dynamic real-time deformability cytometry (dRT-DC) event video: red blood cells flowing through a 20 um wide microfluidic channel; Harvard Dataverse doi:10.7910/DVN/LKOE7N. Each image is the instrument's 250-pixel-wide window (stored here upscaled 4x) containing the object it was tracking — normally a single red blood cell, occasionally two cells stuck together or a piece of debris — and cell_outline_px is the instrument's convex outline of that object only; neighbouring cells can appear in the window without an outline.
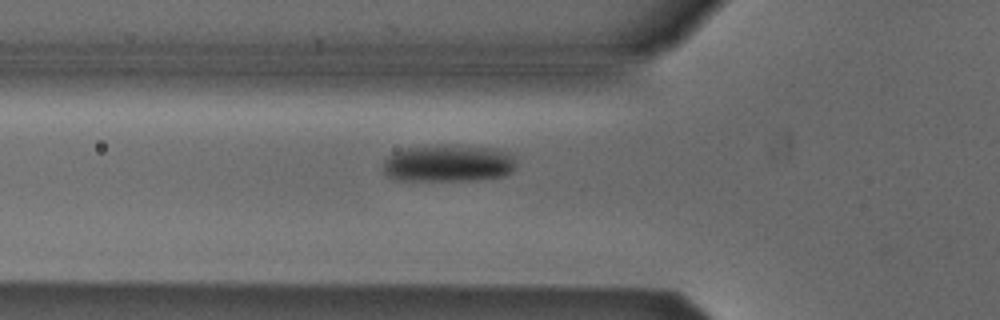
{"species": "Egyptian fruit bat (a non-hibernating species)", "species_latin": "Rousettus aegyptiacus", "temperature_condition": "cold", "stored_images_in_passage": 7, "camera_frame_rate_fps": 3000, "um_per_image_px": 0.085, "animal": {"sex": "male"}, "frame": {"image": 1, "passage_image": 6, "time_ms": 7.0, "image_size_px": [1000, 320], "cell_outline_px": [[516, 160], [512, 168], [504, 176], [468, 180], [392, 180], [384, 172], [384, 160], [388, 156], [404, 148], [496, 148], [508, 152]], "centroid_in_image_um": [38.07, 13.93], "position_along_channel_um": 87.7, "area_um2": 27.46}}